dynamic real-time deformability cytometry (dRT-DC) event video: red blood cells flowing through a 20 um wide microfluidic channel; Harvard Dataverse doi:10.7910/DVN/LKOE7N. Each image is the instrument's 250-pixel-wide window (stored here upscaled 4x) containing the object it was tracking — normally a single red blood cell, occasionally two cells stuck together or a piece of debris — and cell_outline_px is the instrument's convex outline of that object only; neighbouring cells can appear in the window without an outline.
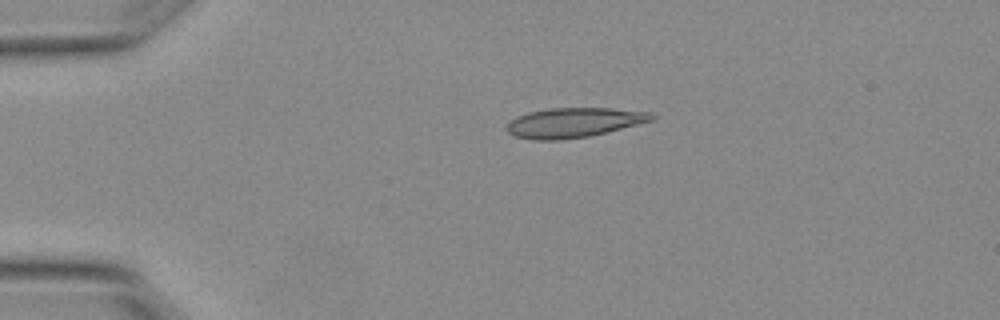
{"species": "Egyptian fruit bat (a non-hibernating species)", "species_latin": "Rousettus aegyptiacus", "temperature_condition": "warm", "stored_images_in_passage": 4, "camera_frame_rate_fps": 3000, "um_per_image_px": 0.085, "animal": {"sex": "female"}, "frame": {"image": 1, "passage_image": 1, "time_ms": 0.0, "image_size_px": [1000, 320], "cell_outline_px": [[656, 116], [652, 120], [588, 136], [560, 140], [532, 140], [512, 136], [504, 128], [516, 116], [528, 112], [548, 108], [612, 108], [648, 112]], "centroid_in_image_um": [48.68, 10.42], "position_along_channel_um": 36.3, "area_um2": 24.91}}